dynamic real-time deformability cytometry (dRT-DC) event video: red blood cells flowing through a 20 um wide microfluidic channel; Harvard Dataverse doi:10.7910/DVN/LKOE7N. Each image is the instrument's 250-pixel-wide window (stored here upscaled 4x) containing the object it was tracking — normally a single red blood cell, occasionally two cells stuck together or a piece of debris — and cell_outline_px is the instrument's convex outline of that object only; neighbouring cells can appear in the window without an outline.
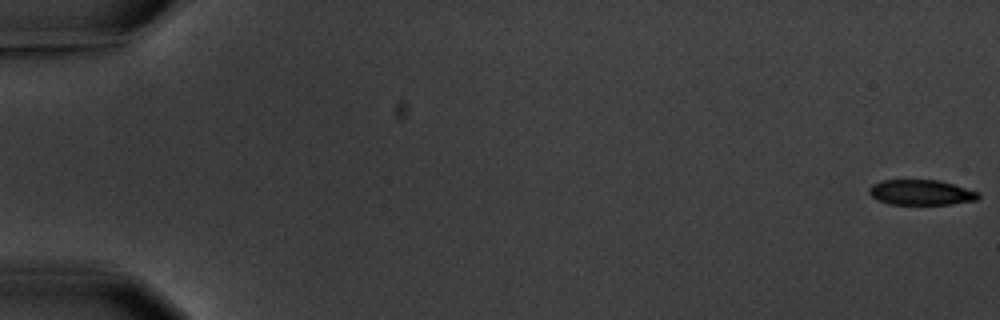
{"species": "common noctule bat (a hibernating species)", "species_latin": "Nyctalus noctula", "temperature_condition": "warm", "stored_images_in_passage": 5, "camera_frame_rate_fps": 3000, "um_per_image_px": 0.085, "animal": {"sex": "male", "body_mass_g": 20.1, "forearm_length_mm": 53.5}, "frame": {"image": 1, "passage_image": 1, "time_ms": 0.0, "image_size_px": [1000, 320], "cell_outline_px": [[980, 196], [976, 200], [952, 204], [888, 204], [876, 200], [868, 192], [868, 188], [872, 184], [880, 180], [940, 180], [980, 192]], "centroid_in_image_um": [78.27, 16.35], "position_along_channel_um": 6.7, "area_um2": 16.24}}